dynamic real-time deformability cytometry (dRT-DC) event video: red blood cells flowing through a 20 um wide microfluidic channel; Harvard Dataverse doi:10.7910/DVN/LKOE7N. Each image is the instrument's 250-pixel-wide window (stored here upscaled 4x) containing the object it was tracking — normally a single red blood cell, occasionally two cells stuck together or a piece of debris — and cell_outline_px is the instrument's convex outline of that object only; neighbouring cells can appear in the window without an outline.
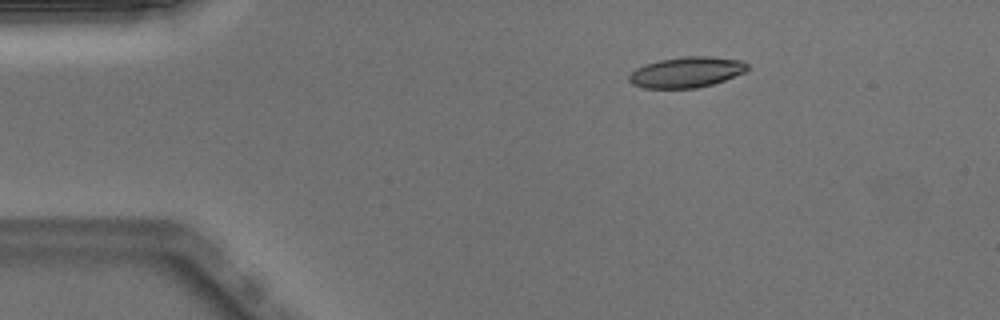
{"species": "Egyptian fruit bat (a non-hibernating species)", "species_latin": "Rousettus aegyptiacus", "temperature_condition": "warm", "stored_images_in_passage": 43, "camera_frame_rate_fps": 3000, "um_per_image_px": 0.085, "animal": {"sex": "male"}, "frame": {"image": 1, "passage_image": 1, "time_ms": 0.0, "image_size_px": [1000, 320], "cell_outline_px": [[748, 68], [744, 72], [724, 80], [712, 84], [696, 88], [644, 88], [632, 84], [628, 80], [628, 76], [636, 68], [644, 64], [660, 60], [684, 56], [708, 56], [744, 60], [748, 64]], "centroid_in_image_um": [58.35, 6.13], "position_along_channel_um": 26.7, "area_um2": 21.15}}
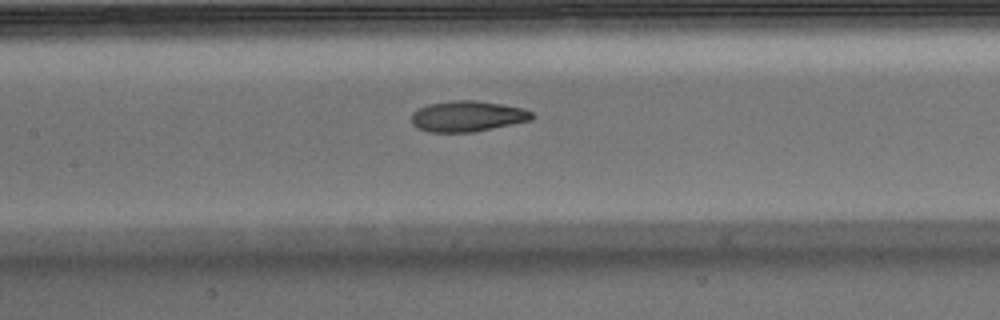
{"frame": {"image": 2, "passage_image": 16, "time_ms": 5.0, "image_size_px": [1000, 320], "cell_outline_px": [[536, 116], [532, 120], [476, 132], [428, 132], [416, 128], [412, 124], [412, 112], [428, 104], [452, 100], [476, 100], [524, 108], [532, 112]], "centroid_in_image_um": [39.75, 9.89], "position_along_channel_um": 167.6, "area_um2": 21.85}}
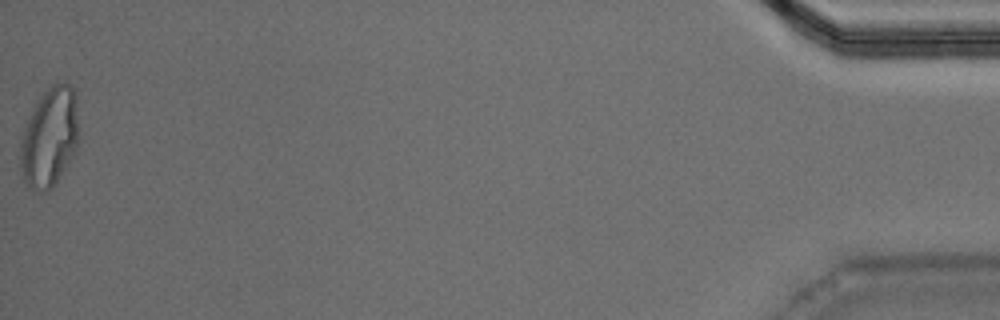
{"frame": {"image": 3, "passage_image": 43, "time_ms": 14.0, "image_size_px": [1000, 320], "cell_outline_px": [[80, 136], [76, 152], [56, 184], [48, 192], [44, 192], [28, 188], [24, 184], [20, 168], [20, 140], [24, 128], [32, 108], [36, 100], [52, 84], [72, 84], [76, 92]], "centroid_in_image_um": [4.23, 11.7], "position_along_channel_um": 431.0, "area_um2": 34.97}, "authors_computed_cell_mechanics": {"area_um2": 21.964, "velocity_mm_per_s": 4.0184, "shape_relaxation_time_tau1_ms": 7.7563, "shape_relaxation_time_tau2_ms": 1.8779, "deformation_change_tau1": 0.2374, "deformation_change_tau2": 0.0805}}